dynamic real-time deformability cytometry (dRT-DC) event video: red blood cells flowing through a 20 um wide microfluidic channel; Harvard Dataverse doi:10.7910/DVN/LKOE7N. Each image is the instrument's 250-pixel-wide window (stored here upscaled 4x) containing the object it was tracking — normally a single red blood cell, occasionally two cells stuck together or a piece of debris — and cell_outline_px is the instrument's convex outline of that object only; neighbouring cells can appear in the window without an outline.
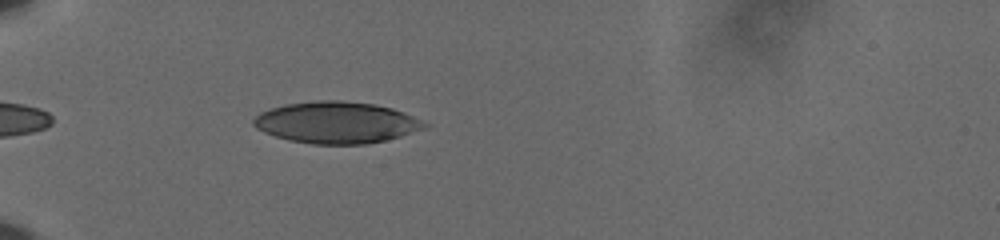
{"species": "human", "species_latin": "Homo sapiens", "temperature_condition": "cold", "stored_images_in_passage": 36, "camera_frame_rate_fps": 3000, "um_per_image_px": 0.085, "donor": {"sex": "male"}, "frame": {"image": 1, "passage_image": 1, "time_ms": 0.0, "image_size_px": [1000, 240], "cell_outline_px": [[428, 128], [400, 136], [384, 140], [364, 144], [312, 144], [288, 140], [264, 132], [256, 128], [252, 124], [252, 120], [260, 112], [284, 104], [316, 100], [340, 100], [376, 104], [392, 108], [404, 112], [428, 124]], "centroid_in_image_um": [28.58, 10.4], "position_along_channel_um": 56.4, "area_um2": 41.5}}
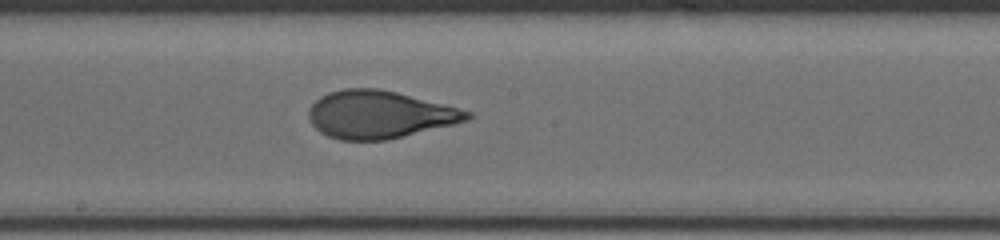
{"frame": {"image": 2, "passage_image": 16, "time_ms": 5.0, "image_size_px": [1000, 240], "cell_outline_px": [[472, 116], [468, 120], [456, 124], [388, 140], [340, 140], [328, 136], [320, 132], [308, 120], [308, 108], [320, 96], [328, 92], [344, 88], [376, 88], [396, 92], [472, 112]], "centroid_in_image_um": [32.21, 9.74], "position_along_channel_um": 216.0, "area_um2": 43.99}}
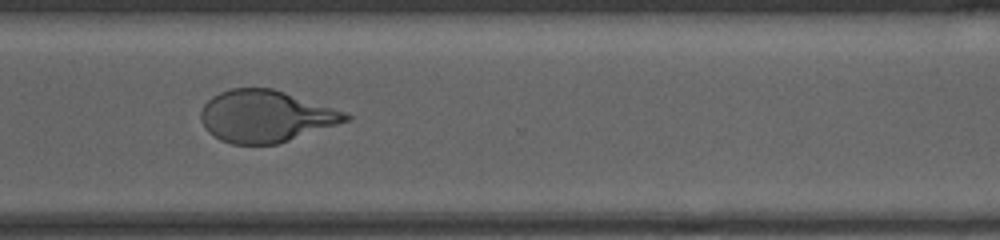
{"frame": {"image": 3, "passage_image": 27, "time_ms": 8.667, "image_size_px": [1000, 240], "cell_outline_px": [[352, 116], [348, 120], [276, 144], [232, 144], [220, 140], [208, 132], [204, 128], [200, 120], [200, 112], [204, 104], [212, 96], [220, 92], [232, 88], [272, 88], [344, 112]], "centroid_in_image_um": [22.49, 9.88], "position_along_channel_um": 348.1, "area_um2": 43.12}, "authors_computed_cell_mechanics": {"area_um2": 43.5523, "velocity_mm_per_s": 3.6174, "shape_relaxation_time_tau1_ms": 4.6285, "shape_relaxation_time_tau2_ms": null, "deformation_change_tau1": 0.1888, "deformation_change_tau2": null}}